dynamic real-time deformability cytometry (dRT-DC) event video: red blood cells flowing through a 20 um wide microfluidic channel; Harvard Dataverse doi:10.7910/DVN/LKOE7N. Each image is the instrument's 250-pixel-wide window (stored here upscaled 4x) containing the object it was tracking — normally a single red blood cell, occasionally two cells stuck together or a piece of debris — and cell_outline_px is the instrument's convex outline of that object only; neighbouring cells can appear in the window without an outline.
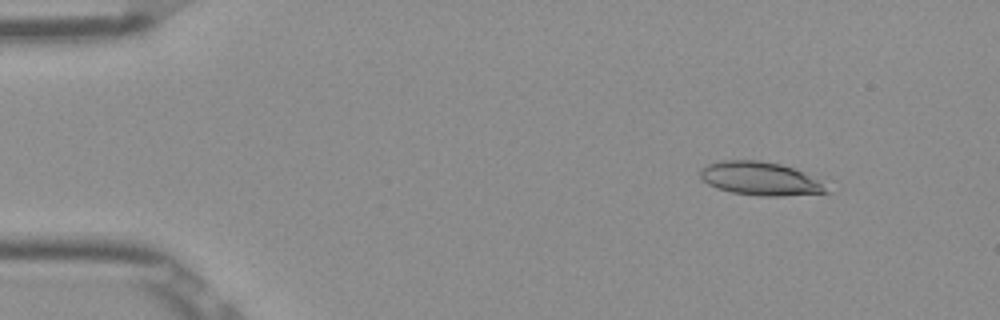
{"species": "Egyptian fruit bat (a non-hibernating species)", "species_latin": "Rousettus aegyptiacus", "temperature_condition": "room temperature", "stored_images_in_passage": 50, "camera_frame_rate_fps": 3000, "um_per_image_px": 0.085, "frame": {"image": 1, "passage_image": 4, "time_ms": 1.0, "image_size_px": [1000, 320], "cell_outline_px": [[832, 192], [784, 196], [760, 196], [732, 192], [716, 188], [708, 184], [700, 176], [700, 168], [708, 164], [720, 160], [760, 160], [780, 164], [804, 172], [816, 180]], "centroid_in_image_um": [64.58, 15.18], "position_along_channel_um": 20.4, "area_um2": 24.45}}
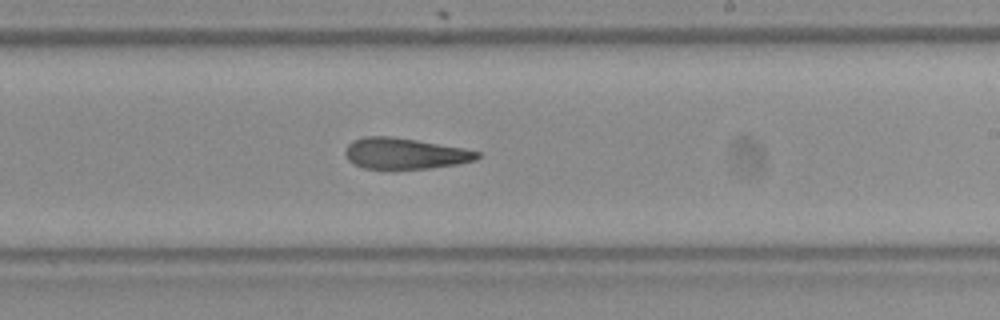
{"frame": {"image": 2, "passage_image": 29, "time_ms": 9.333, "image_size_px": [1000, 320], "cell_outline_px": [[480, 156], [476, 160], [456, 164], [428, 168], [384, 172], [364, 168], [352, 164], [348, 160], [344, 152], [348, 144], [352, 140], [364, 136], [388, 136], [416, 140], [464, 148], [480, 152]], "centroid_in_image_um": [34.34, 13.09], "position_along_channel_um": 254.7, "area_um2": 24.62}}
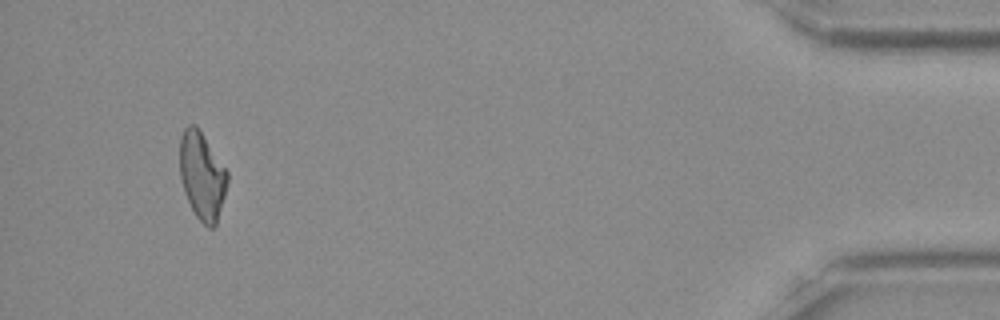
{"frame": {"image": 3, "passage_image": 47, "time_ms": 15.333, "image_size_px": [1000, 320], "cell_outline_px": [[228, 180], [224, 196], [216, 224], [212, 228], [208, 228], [196, 216], [184, 192], [180, 176], [180, 136], [184, 128], [188, 124], [196, 124], [228, 172]], "centroid_in_image_um": [17.16, 14.92], "position_along_channel_um": 418.0, "area_um2": 24.1}, "authors_computed_cell_mechanics": {"area_um2": 24.854, "velocity_mm_per_s": 3.9104, "shape_relaxation_time_tau1_ms": null, "shape_relaxation_time_tau2_ms": 4.8312, "deformation_change_tau1": null, "deformation_change_tau2": 0.1588}}